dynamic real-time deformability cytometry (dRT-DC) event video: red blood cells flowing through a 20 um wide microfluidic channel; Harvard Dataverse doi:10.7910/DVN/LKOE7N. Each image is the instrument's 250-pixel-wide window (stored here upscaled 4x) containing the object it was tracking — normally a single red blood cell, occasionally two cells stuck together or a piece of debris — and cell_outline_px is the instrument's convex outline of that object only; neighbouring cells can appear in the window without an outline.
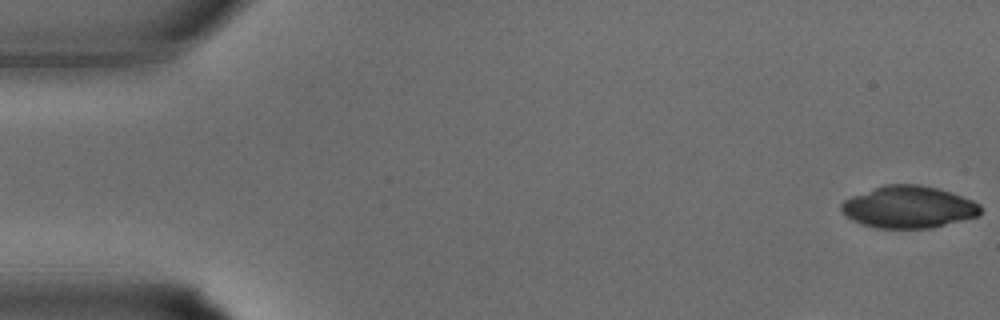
{"species": "common noctule bat (a hibernating species)", "species_latin": "Nyctalus noctula", "temperature_condition": "warm", "stored_images_in_passage": 14, "camera_frame_rate_fps": 3000, "um_per_image_px": 0.085, "animal": {"sex": "male", "body_mass_g": 15.6}, "frame": {"image": 1, "passage_image": 1, "time_ms": 0.0, "image_size_px": [1000, 320], "cell_outline_px": [[980, 216], [932, 228], [876, 228], [860, 224], [844, 216], [840, 208], [840, 204], [844, 200], [852, 196], [884, 184], [920, 184], [936, 188], [972, 200], [980, 204]], "centroid_in_image_um": [77.2, 17.61], "position_along_channel_um": 7.8, "area_um2": 34.22}}